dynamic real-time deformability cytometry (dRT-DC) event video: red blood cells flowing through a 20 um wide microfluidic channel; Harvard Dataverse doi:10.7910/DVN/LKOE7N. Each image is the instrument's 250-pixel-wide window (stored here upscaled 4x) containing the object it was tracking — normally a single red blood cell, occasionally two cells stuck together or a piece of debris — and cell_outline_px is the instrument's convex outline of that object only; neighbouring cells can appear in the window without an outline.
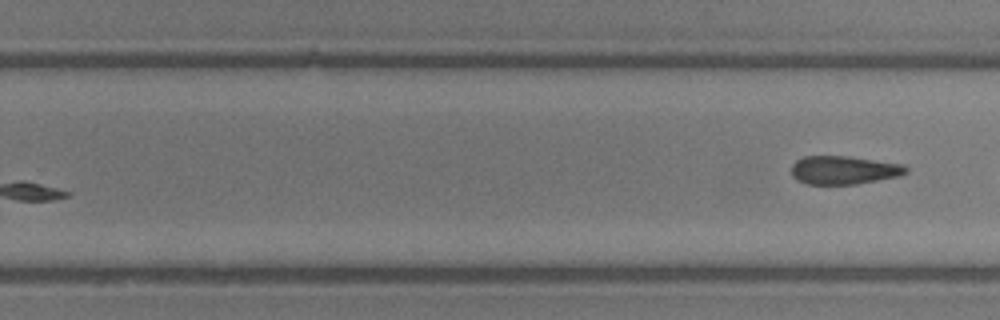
{"species": "common noctule bat (a hibernating species)", "species_latin": "Nyctalus noctula", "temperature_condition": "room temperature", "stored_images_in_passage": 16, "camera_frame_rate_fps": 3000, "um_per_image_px": 0.085, "animal": {"sex": "male", "body_mass_g": 13.3}, "frame": {"image": 1, "passage_image": 16, "time_ms": 5.0, "image_size_px": [1000, 320], "cell_outline_px": [[908, 172], [900, 176], [856, 184], [808, 184], [796, 180], [792, 176], [792, 164], [796, 160], [804, 156], [848, 156], [904, 164], [908, 168]], "centroid_in_image_um": [71.73, 14.45], "position_along_channel_um": 258.1, "area_um2": 19.07}}